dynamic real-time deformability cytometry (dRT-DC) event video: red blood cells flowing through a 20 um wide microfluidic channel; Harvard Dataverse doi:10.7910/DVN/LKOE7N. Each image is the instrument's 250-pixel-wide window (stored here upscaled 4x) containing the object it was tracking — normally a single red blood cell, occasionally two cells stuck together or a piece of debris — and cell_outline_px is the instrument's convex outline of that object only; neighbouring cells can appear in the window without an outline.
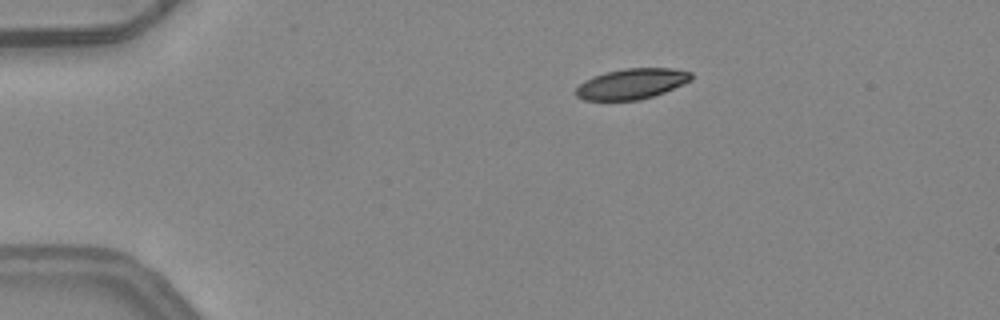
{"species": "common noctule bat (a hibernating species)", "species_latin": "Nyctalus noctula", "temperature_condition": "warm", "stored_images_in_passage": 4, "camera_frame_rate_fps": 3000, "um_per_image_px": 0.085, "animal": {"sex": "female", "body_mass_g": 24.6, "forearm_length_mm": 56.2}, "frame": {"image": 1, "passage_image": 1, "time_ms": 0.0, "image_size_px": [1000, 320], "cell_outline_px": [[692, 80], [664, 92], [640, 100], [584, 100], [576, 96], [576, 88], [584, 80], [592, 76], [604, 72], [624, 68], [672, 68], [692, 72]], "centroid_in_image_um": [53.68, 7.11], "position_along_channel_um": 31.3, "area_um2": 20.58}}
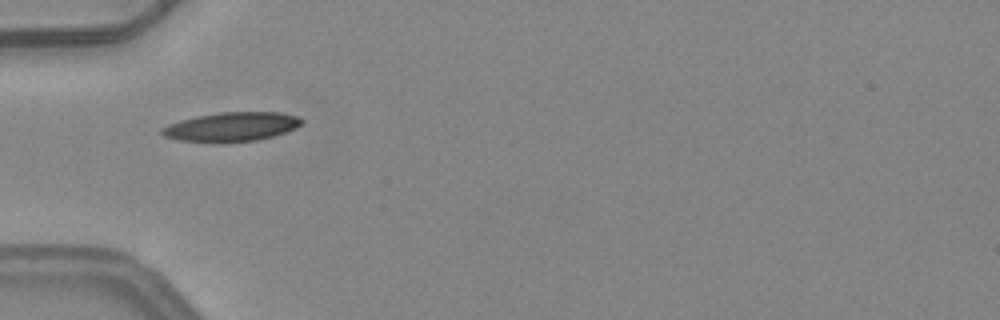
{"frame": {"image": 2, "passage_image": 3, "time_ms": 0.667, "image_size_px": [1000, 320], "cell_outline_px": [[304, 124], [296, 128], [272, 136], [256, 140], [224, 144], [216, 144], [176, 140], [164, 136], [160, 132], [160, 128], [168, 124], [180, 120], [196, 116], [220, 112], [280, 112], [300, 116], [304, 120]], "centroid_in_image_um": [19.66, 10.8], "position_along_channel_um": 65.3, "area_um2": 24.45}}